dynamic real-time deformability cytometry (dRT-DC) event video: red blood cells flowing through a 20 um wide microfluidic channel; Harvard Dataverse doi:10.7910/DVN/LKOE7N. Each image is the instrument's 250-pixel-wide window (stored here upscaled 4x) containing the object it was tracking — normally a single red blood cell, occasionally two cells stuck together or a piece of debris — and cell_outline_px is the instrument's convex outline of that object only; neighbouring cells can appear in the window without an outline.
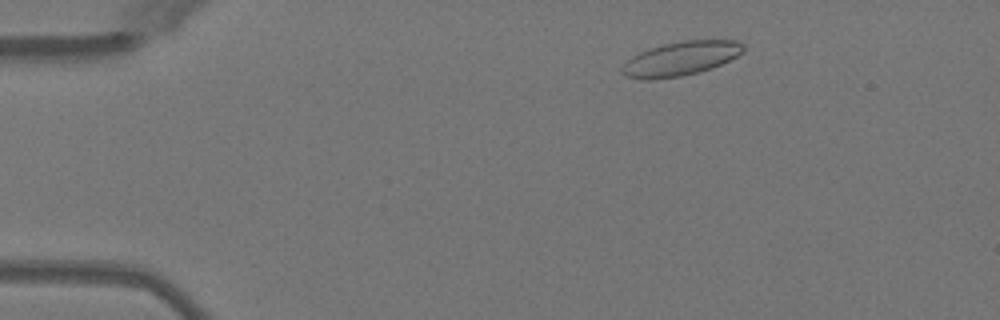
{"species": "Egyptian fruit bat (a non-hibernating species)", "species_latin": "Rousettus aegyptiacus", "temperature_condition": "warm", "stored_images_in_passage": 48, "camera_frame_rate_fps": 3000, "um_per_image_px": 0.085, "animal": {"sex": "female"}, "frame": {"image": 1, "passage_image": 6, "time_ms": 1.667, "image_size_px": [1000, 320], "cell_outline_px": [[744, 52], [712, 68], [700, 72], [680, 76], [652, 80], [640, 80], [624, 76], [620, 72], [620, 68], [632, 56], [648, 48], [664, 44], [684, 40], [736, 40], [744, 44]], "centroid_in_image_um": [57.82, 4.99], "position_along_channel_um": 27.2, "area_um2": 24.28}}
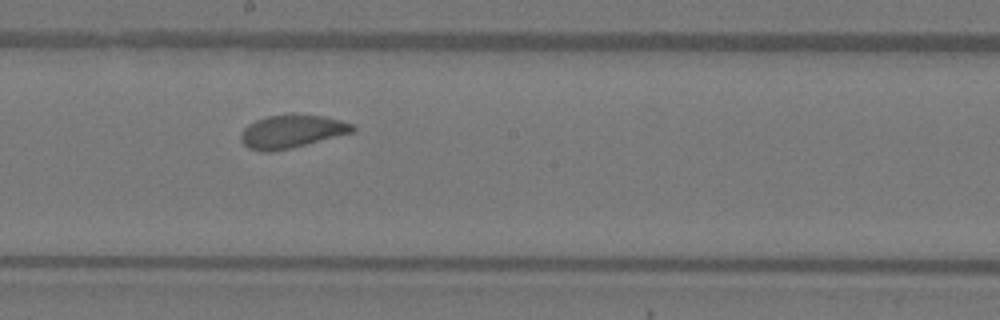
{"frame": {"image": 2, "passage_image": 26, "time_ms": 8.333, "image_size_px": [1000, 320], "cell_outline_px": [[356, 132], [292, 148], [268, 152], [260, 152], [248, 148], [240, 140], [240, 132], [248, 124], [256, 120], [268, 116], [292, 112], [328, 116], [356, 124]], "centroid_in_image_um": [24.85, 11.15], "position_along_channel_um": 223.3, "area_um2": 22.48}}
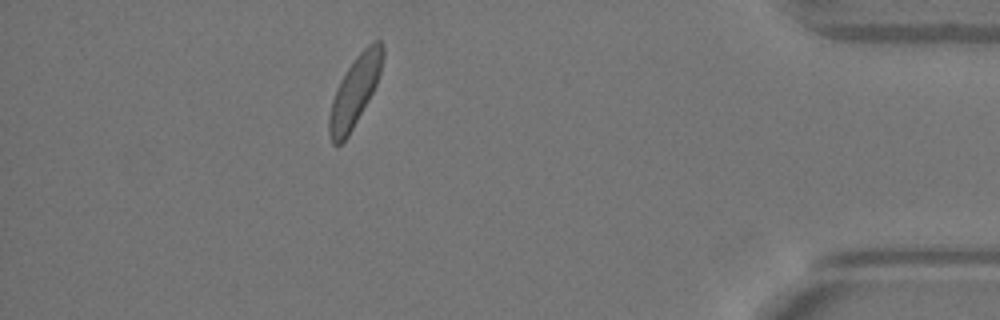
{"frame": {"image": 3, "passage_image": 43, "time_ms": 14.0, "image_size_px": [1000, 320], "cell_outline_px": [[384, 56], [380, 72], [376, 84], [368, 100], [348, 136], [340, 144], [332, 144], [328, 132], [328, 116], [332, 100], [336, 88], [340, 80], [356, 56], [372, 40], [380, 40], [384, 44]], "centroid_in_image_um": [30.15, 7.74], "position_along_channel_um": 405.1, "area_um2": 21.68}, "authors_computed_cell_mechanics": {"area_um2": 22.3108, "velocity_mm_per_s": 4.0018, "shape_relaxation_time_tau1_ms": 2.299, "shape_relaxation_time_tau2_ms": 0.9608, "deformation_change_tau1": 0.0968, "deformation_change_tau2": 0.0633}}